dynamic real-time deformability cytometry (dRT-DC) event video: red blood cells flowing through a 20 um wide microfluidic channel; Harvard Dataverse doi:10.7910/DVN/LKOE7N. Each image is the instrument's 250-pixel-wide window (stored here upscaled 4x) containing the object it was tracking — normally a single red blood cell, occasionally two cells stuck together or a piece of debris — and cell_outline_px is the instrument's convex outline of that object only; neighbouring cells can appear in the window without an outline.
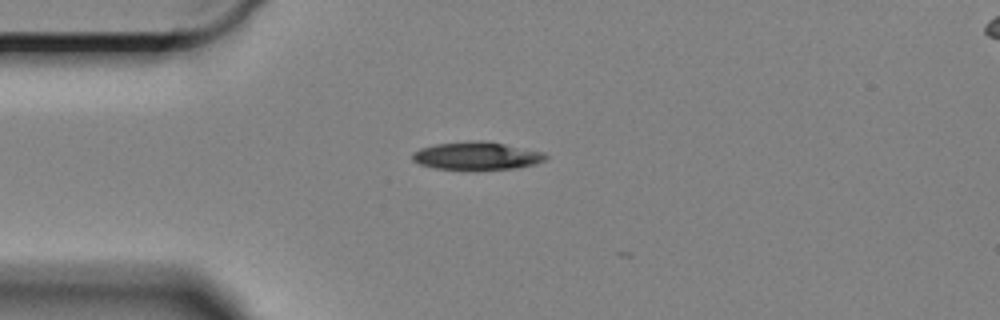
{"species": "Egyptian fruit bat (a non-hibernating species)", "species_latin": "Rousettus aegyptiacus", "temperature_condition": "cold", "stored_images_in_passage": 5, "camera_frame_rate_fps": 3000, "um_per_image_px": 0.085, "animal": {"sex": "female"}, "frame": {"image": 1, "passage_image": 2, "time_ms": 0.333, "image_size_px": [1000, 320], "cell_outline_px": [[548, 156], [544, 160], [536, 164], [516, 168], [476, 172], [432, 168], [420, 164], [412, 160], [412, 152], [420, 148], [436, 144], [504, 144], [544, 152]], "centroid_in_image_um": [40.52, 13.35], "position_along_channel_um": 44.5, "area_um2": 21.33}}